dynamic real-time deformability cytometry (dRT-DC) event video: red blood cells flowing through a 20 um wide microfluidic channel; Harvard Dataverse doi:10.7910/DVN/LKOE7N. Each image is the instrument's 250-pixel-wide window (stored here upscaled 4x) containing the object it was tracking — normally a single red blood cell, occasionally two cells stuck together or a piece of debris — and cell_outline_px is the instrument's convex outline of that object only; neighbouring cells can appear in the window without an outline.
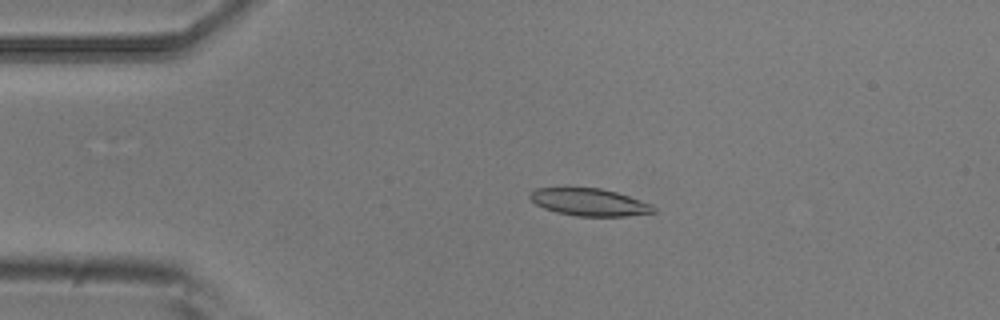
{"species": "common noctule bat (a hibernating species)", "species_latin": "Nyctalus noctula", "temperature_condition": "room temperature", "stored_images_in_passage": 5, "camera_frame_rate_fps": 3000, "um_per_image_px": 0.085, "animal": {"sex": "male", "body_mass_g": 20.5, "forearm_length_mm": 52.5}, "frame": {"image": 1, "passage_image": 3, "time_ms": 0.667, "image_size_px": [1000, 320], "cell_outline_px": [[656, 212], [624, 216], [576, 216], [556, 212], [544, 208], [536, 204], [528, 196], [536, 188], [600, 188], [616, 192], [652, 204], [656, 208]], "centroid_in_image_um": [50.11, 17.19], "position_along_channel_um": 34.9, "area_um2": 19.54}}
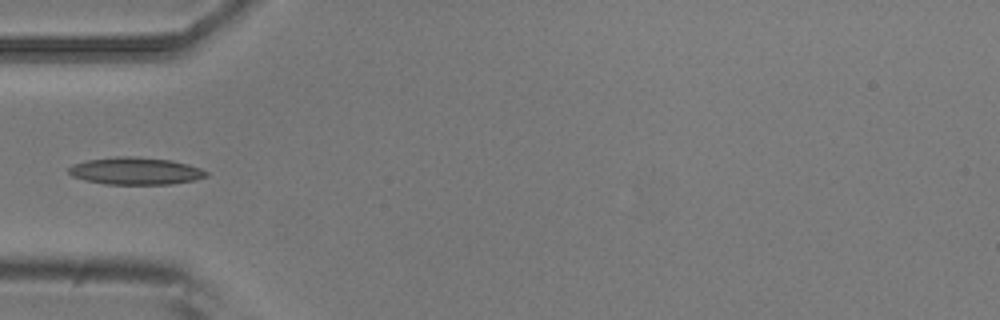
{"frame": {"image": 2, "passage_image": 4, "time_ms": 1.0, "image_size_px": [1000, 320], "cell_outline_px": [[208, 176], [196, 180], [168, 184], [104, 184], [84, 180], [72, 176], [68, 172], [68, 168], [72, 164], [88, 160], [116, 156], [136, 156], [172, 160], [188, 164], [200, 168], [208, 172]], "centroid_in_image_um": [11.52, 14.53], "position_along_channel_um": 73.5, "area_um2": 22.02}}
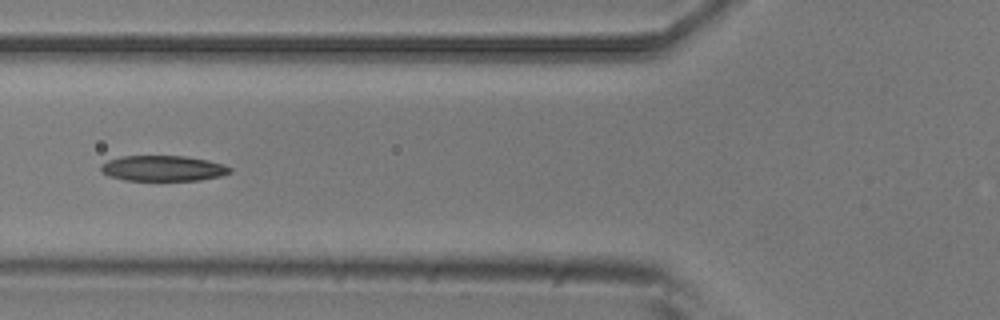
{"frame": {"image": 3, "passage_image": 5, "time_ms": 1.333, "image_size_px": [1000, 320], "cell_outline_px": [[232, 172], [220, 176], [200, 180], [124, 180], [108, 176], [100, 172], [100, 164], [108, 160], [120, 156], [184, 156], [208, 160], [232, 168]], "centroid_in_image_um": [13.8, 14.31], "position_along_channel_um": 112.0, "area_um2": 19.25}}